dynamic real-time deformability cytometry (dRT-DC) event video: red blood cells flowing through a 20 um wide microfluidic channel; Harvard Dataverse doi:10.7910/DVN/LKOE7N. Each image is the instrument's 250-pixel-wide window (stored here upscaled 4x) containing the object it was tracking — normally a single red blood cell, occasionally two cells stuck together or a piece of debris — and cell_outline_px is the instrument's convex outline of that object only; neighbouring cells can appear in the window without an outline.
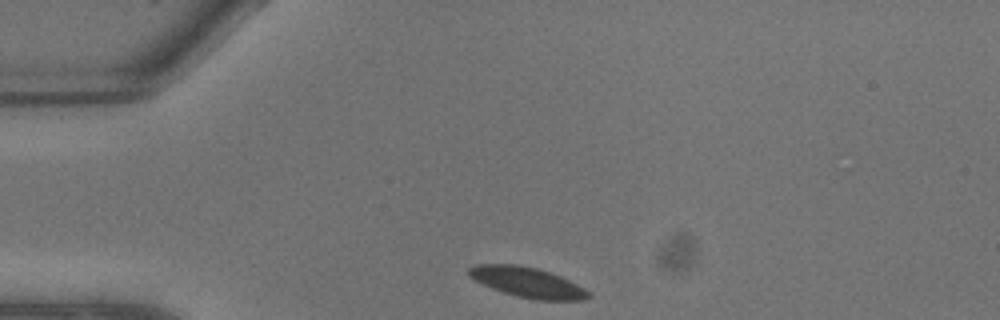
{"species": "common noctule bat (a hibernating species)", "species_latin": "Nyctalus noctula", "temperature_condition": "warm", "stored_images_in_passage": 4, "camera_frame_rate_fps": 3000, "um_per_image_px": 0.085, "animal": {"sex": "male", "body_mass_g": 13.3}, "frame": {"image": 1, "passage_image": 1, "time_ms": 0.0, "image_size_px": [1000, 320], "cell_outline_px": [[592, 296], [584, 300], [536, 300], [516, 296], [492, 288], [468, 276], [468, 268], [476, 264], [516, 264], [536, 268], [560, 276], [584, 288]], "centroid_in_image_um": [44.82, 24.0], "position_along_channel_um": 40.2, "area_um2": 20.81}}
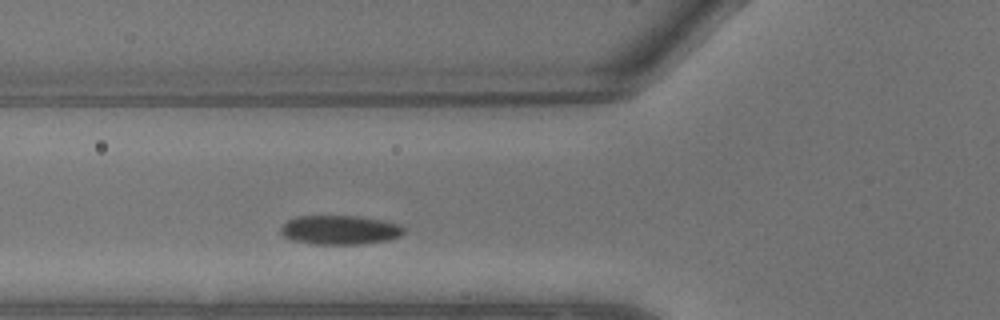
{"frame": {"image": 2, "passage_image": 4, "time_ms": 1.0, "image_size_px": [1000, 320], "cell_outline_px": [[404, 232], [400, 236], [384, 240], [364, 244], [312, 244], [292, 240], [284, 236], [280, 232], [280, 228], [288, 220], [300, 216], [360, 216], [384, 220], [400, 224], [404, 228]], "centroid_in_image_um": [28.9, 19.54], "position_along_channel_um": 96.9, "area_um2": 20.92}}